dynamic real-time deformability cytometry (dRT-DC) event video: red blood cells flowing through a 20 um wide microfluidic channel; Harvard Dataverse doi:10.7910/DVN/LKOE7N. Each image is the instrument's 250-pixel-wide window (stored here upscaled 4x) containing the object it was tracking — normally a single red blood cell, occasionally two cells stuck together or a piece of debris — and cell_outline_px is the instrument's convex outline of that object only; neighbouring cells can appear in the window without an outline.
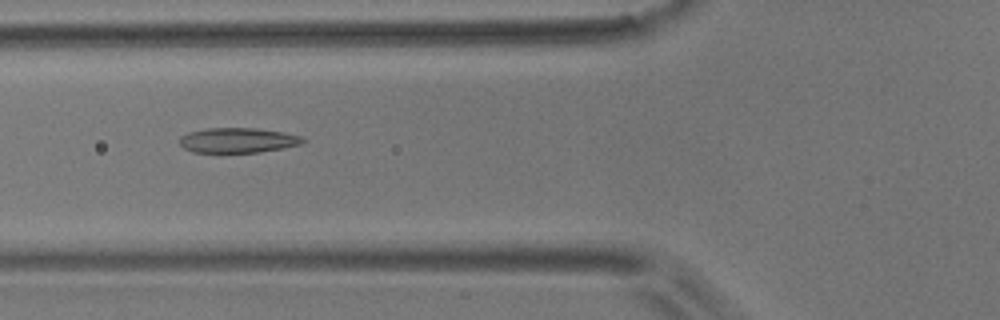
{"species": "common noctule bat (a hibernating species)", "species_latin": "Nyctalus noctula", "temperature_condition": "room temperature", "stored_images_in_passage": 6, "camera_frame_rate_fps": 3000, "um_per_image_px": 0.085, "animal": {"sex": "male", "body_mass_g": 17.9}, "frame": {"image": 1, "passage_image": 5, "time_ms": 6.0, "image_size_px": [1000, 320], "cell_outline_px": [[304, 144], [284, 148], [260, 152], [192, 152], [184, 148], [180, 144], [180, 136], [188, 132], [208, 128], [256, 128], [284, 132], [300, 136], [304, 140]], "centroid_in_image_um": [20.23, 11.92], "position_along_channel_um": 105.6, "area_um2": 17.98}}
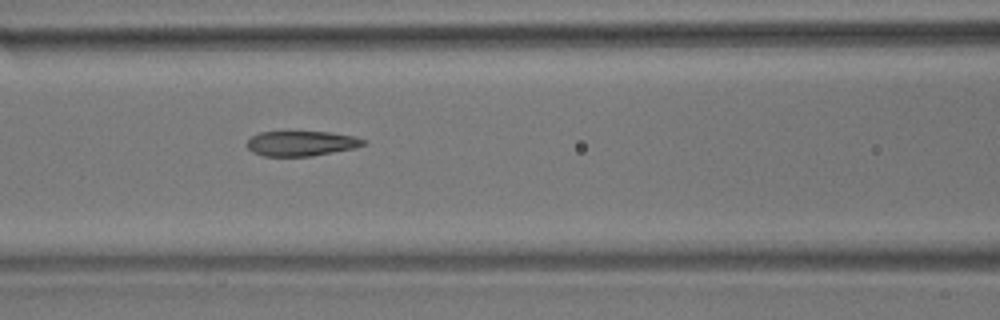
{"frame": {"image": 2, "passage_image": 6, "time_ms": 7.0, "image_size_px": [1000, 320], "cell_outline_px": [[368, 140], [364, 144], [352, 148], [312, 156], [264, 156], [252, 152], [248, 148], [248, 140], [252, 136], [260, 132], [332, 132], [356, 136]], "centroid_in_image_um": [25.63, 12.18], "position_along_channel_um": 141.0, "area_um2": 16.88}}